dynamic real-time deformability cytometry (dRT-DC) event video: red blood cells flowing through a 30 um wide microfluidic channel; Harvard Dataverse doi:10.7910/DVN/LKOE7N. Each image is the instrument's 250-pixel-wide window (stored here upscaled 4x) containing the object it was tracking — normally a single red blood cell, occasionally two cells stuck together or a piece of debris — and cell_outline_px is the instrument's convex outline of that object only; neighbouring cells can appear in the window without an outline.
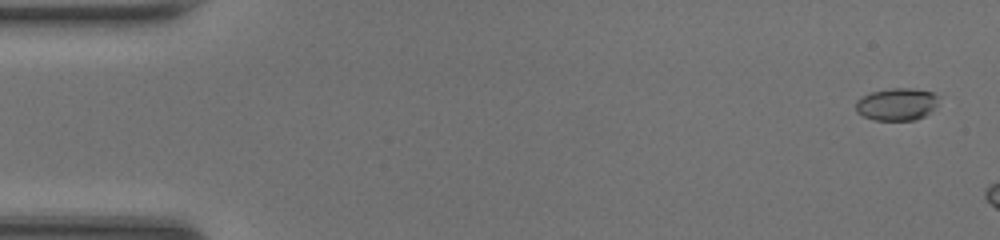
{"species": "common noctule bat (a hibernating species)", "species_latin": "Nyctalus noctula", "temperature_condition": "room temperature", "stored_images_in_passage": 5, "camera_frame_rate_fps": 3000, "um_per_image_px": 0.085, "animal": {"sex": "female", "body_mass_g": 20.0, "forearm_length_mm": 54.0}, "frame": {"image": 1, "passage_image": 2, "time_ms": 0.333, "image_size_px": [1000, 240], "cell_outline_px": [[936, 104], [924, 116], [916, 120], [876, 120], [864, 116], [856, 112], [856, 100], [860, 96], [872, 92], [892, 88], [912, 88], [932, 92], [936, 96]], "centroid_in_image_um": [76.17, 8.86], "position_along_channel_um": 8.8, "area_um2": 15.43}}